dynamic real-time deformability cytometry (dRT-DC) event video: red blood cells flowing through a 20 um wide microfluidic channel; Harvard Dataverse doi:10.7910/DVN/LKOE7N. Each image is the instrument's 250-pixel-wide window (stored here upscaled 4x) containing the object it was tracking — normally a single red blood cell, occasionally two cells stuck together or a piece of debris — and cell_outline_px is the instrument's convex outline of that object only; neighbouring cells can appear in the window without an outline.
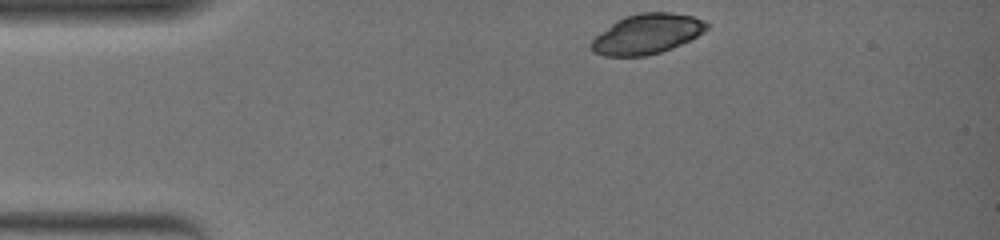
{"species": "common noctule bat (a hibernating species)", "species_latin": "Nyctalus noctula", "temperature_condition": "warm", "stored_images_in_passage": 38, "camera_frame_rate_fps": 3000, "um_per_image_px": 0.085, "animal": {"sex": "female", "body_mass_g": 19.0, "forearm_length_mm": 51.5}, "frame": {"image": 1, "passage_image": 1, "time_ms": 0.0, "image_size_px": [1000, 240], "cell_outline_px": [[708, 28], [704, 32], [672, 48], [660, 52], [644, 56], [604, 56], [592, 52], [588, 44], [600, 32], [616, 20], [624, 16], [640, 12], [668, 12], [692, 16], [704, 20], [708, 24]], "centroid_in_image_um": [54.95, 2.88], "position_along_channel_um": 30.1, "area_um2": 26.93}}